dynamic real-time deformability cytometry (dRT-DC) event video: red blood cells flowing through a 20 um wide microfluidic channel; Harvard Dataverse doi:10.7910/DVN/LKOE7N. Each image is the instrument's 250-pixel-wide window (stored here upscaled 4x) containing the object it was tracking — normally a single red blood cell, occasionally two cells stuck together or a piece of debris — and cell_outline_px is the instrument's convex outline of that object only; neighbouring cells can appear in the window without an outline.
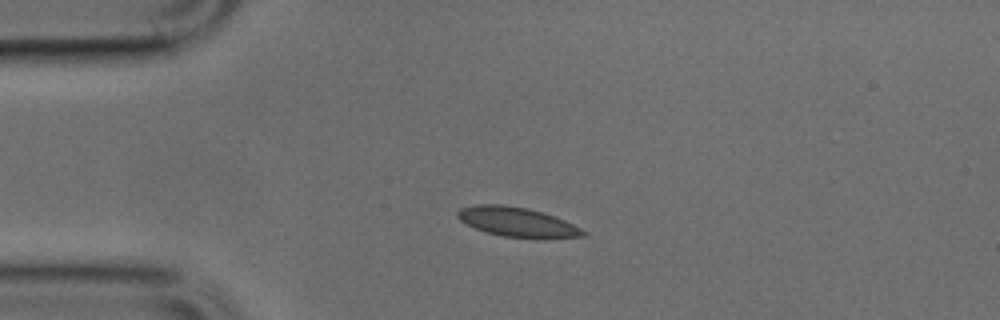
{"species": "common noctule bat (a hibernating species)", "species_latin": "Nyctalus noctula", "temperature_condition": "cold", "stored_images_in_passage": 39, "camera_frame_rate_fps": 3000, "um_per_image_px": 0.085, "animal": {"sex": "male", "body_mass_g": 17.9, "forearm_length_mm": 54.2}, "frame": {"image": 1, "passage_image": 1, "time_ms": 0.0, "image_size_px": [1000, 320], "cell_outline_px": [[588, 236], [544, 240], [504, 236], [488, 232], [476, 228], [460, 220], [456, 216], [456, 212], [460, 208], [476, 204], [504, 204], [528, 208], [564, 220], [588, 232]], "centroid_in_image_um": [44.02, 18.89], "position_along_channel_um": 41.0, "area_um2": 21.91}}
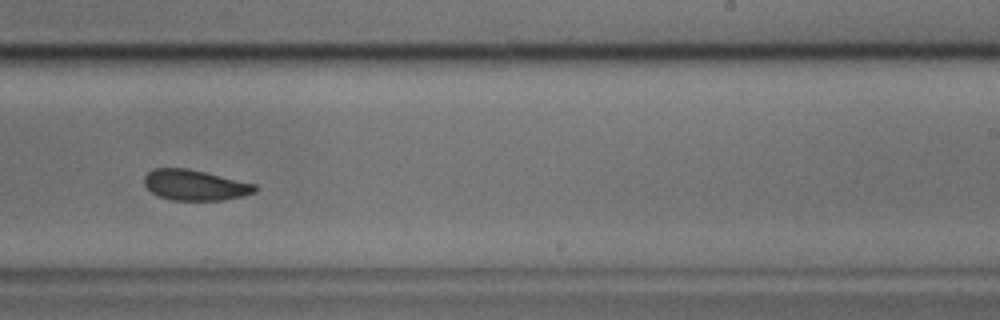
{"frame": {"image": 2, "passage_image": 20, "time_ms": 6.333, "image_size_px": [1000, 320], "cell_outline_px": [[260, 188], [256, 192], [244, 196], [224, 200], [172, 200], [160, 196], [152, 192], [144, 184], [144, 176], [152, 168], [188, 168], [256, 184]], "centroid_in_image_um": [16.61, 15.73], "position_along_channel_um": 272.4, "area_um2": 19.83}}
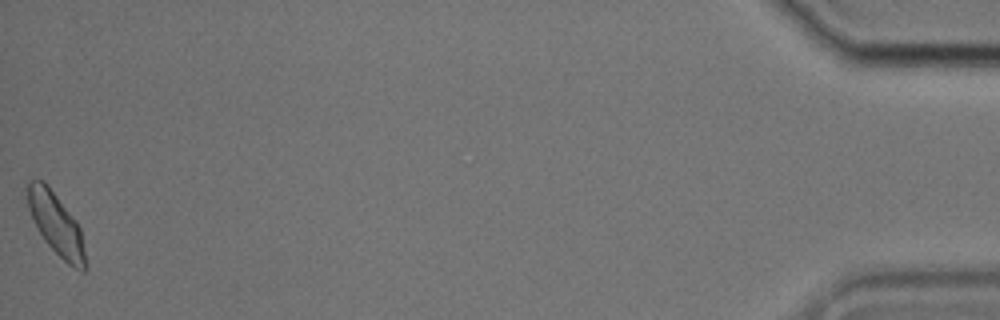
{"frame": {"image": 3, "passage_image": 39, "time_ms": 12.667, "image_size_px": [1000, 320], "cell_outline_px": [[88, 268], [84, 272], [80, 272], [68, 264], [44, 240], [28, 208], [28, 180], [44, 180], [76, 220], [80, 228]], "centroid_in_image_um": [4.82, 19.08], "position_along_channel_um": 430.4, "area_um2": 20.63}}